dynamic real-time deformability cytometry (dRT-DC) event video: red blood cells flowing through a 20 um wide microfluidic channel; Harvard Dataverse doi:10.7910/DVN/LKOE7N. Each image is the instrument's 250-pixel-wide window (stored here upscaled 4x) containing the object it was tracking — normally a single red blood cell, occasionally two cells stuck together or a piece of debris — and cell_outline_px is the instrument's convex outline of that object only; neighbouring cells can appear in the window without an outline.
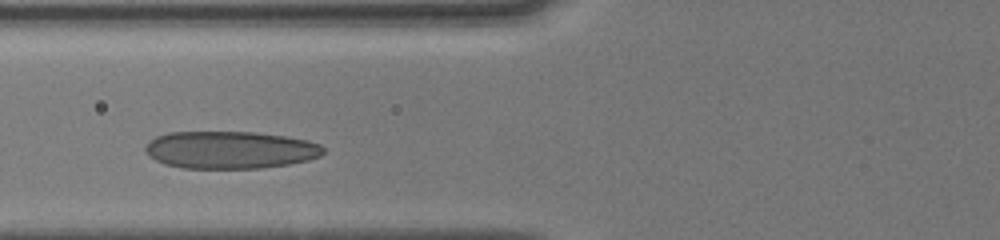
{"species": "human", "species_latin": "Homo sapiens", "temperature_condition": "cold", "stored_images_in_passage": 23, "camera_frame_rate_fps": 3000, "um_per_image_px": 0.085, "donor": {"sex": "male"}, "frame": {"image": 1, "passage_image": 13, "time_ms": 2.333, "image_size_px": [1000, 240], "cell_outline_px": [[324, 152], [320, 156], [308, 160], [288, 164], [260, 168], [180, 168], [164, 164], [148, 156], [144, 152], [144, 148], [148, 140], [156, 136], [168, 132], [256, 132], [284, 136], [308, 140], [320, 144], [324, 148]], "centroid_in_image_um": [19.52, 12.74], "position_along_channel_um": 106.3, "area_um2": 39.13}}
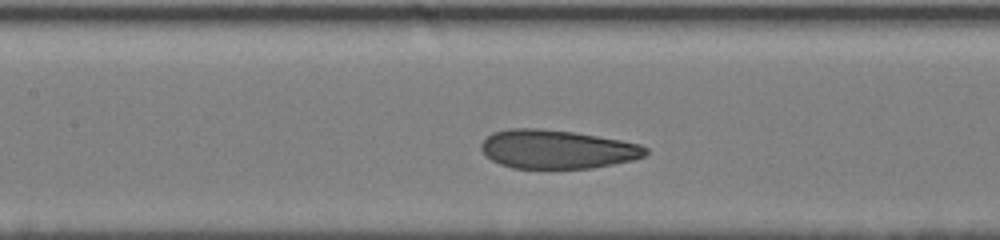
{"frame": {"image": 2, "passage_image": 17, "time_ms": 3.667, "image_size_px": [1000, 240], "cell_outline_px": [[648, 152], [644, 156], [632, 160], [592, 168], [512, 168], [500, 164], [484, 156], [480, 148], [480, 144], [492, 132], [508, 128], [540, 128], [572, 132], [620, 140], [640, 144], [648, 148]], "centroid_in_image_um": [47.31, 12.68], "position_along_channel_um": 160.1, "area_um2": 37.17}}